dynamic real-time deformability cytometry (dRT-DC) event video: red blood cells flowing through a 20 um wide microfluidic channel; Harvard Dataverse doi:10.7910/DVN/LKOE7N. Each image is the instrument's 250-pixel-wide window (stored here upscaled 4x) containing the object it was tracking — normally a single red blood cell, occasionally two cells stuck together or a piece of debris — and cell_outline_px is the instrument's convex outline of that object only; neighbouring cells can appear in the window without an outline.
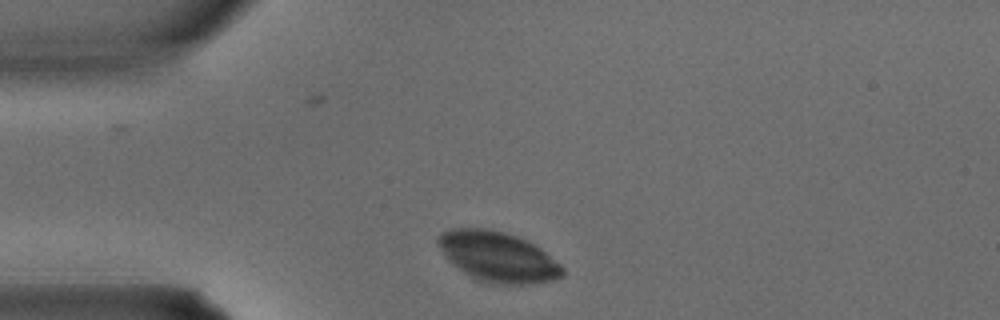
{"species": "common noctule bat (a hibernating species)", "species_latin": "Nyctalus noctula", "temperature_condition": "warm", "stored_images_in_passage": 3, "segment_of_instrument_passage": [2, 2], "camera_frame_rate_fps": 3000, "um_per_image_px": 0.085, "animal": {"sex": "male", "body_mass_g": 15.6}, "frame": {"image": 1, "passage_image": 3, "time_ms": 0.667, "image_size_px": [1000, 320], "cell_outline_px": [[564, 276], [556, 280], [528, 284], [496, 284], [476, 280], [464, 272], [448, 260], [444, 256], [436, 244], [436, 236], [440, 232], [452, 228], [488, 228], [504, 232], [528, 240], [540, 248], [560, 264], [564, 268]], "centroid_in_image_um": [42.3, 21.82], "position_along_channel_um": 42.7, "area_um2": 36.76}}